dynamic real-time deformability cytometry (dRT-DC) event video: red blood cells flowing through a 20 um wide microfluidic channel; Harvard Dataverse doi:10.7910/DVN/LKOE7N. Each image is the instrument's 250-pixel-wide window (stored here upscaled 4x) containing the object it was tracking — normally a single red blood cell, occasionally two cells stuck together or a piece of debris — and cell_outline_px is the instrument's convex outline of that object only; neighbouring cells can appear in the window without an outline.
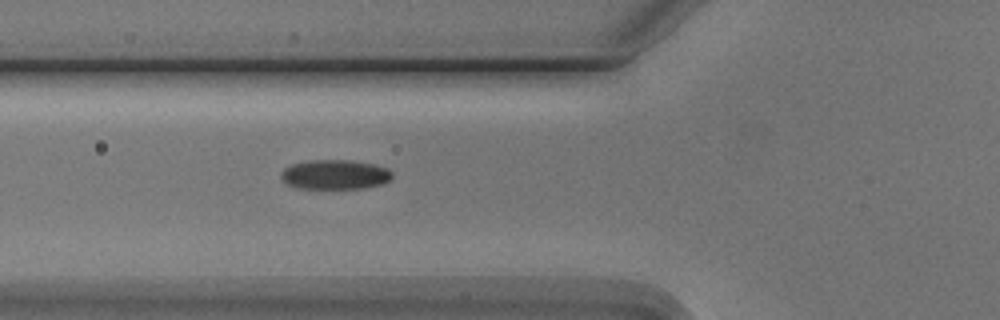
{"species": "Egyptian fruit bat (a non-hibernating species)", "species_latin": "Rousettus aegyptiacus", "temperature_condition": "cold", "stored_images_in_passage": 3, "camera_frame_rate_fps": 3000, "um_per_image_px": 0.085, "animal": {"sex": "male"}, "frame": {"image": 1, "passage_image": 3, "time_ms": 2.0, "image_size_px": [1000, 320], "cell_outline_px": [[392, 176], [384, 184], [364, 188], [300, 188], [288, 184], [280, 176], [284, 168], [292, 164], [308, 160], [352, 160], [376, 164], [388, 168], [392, 172]], "centroid_in_image_um": [28.51, 14.82], "position_along_channel_um": 97.3, "area_um2": 19.19}}